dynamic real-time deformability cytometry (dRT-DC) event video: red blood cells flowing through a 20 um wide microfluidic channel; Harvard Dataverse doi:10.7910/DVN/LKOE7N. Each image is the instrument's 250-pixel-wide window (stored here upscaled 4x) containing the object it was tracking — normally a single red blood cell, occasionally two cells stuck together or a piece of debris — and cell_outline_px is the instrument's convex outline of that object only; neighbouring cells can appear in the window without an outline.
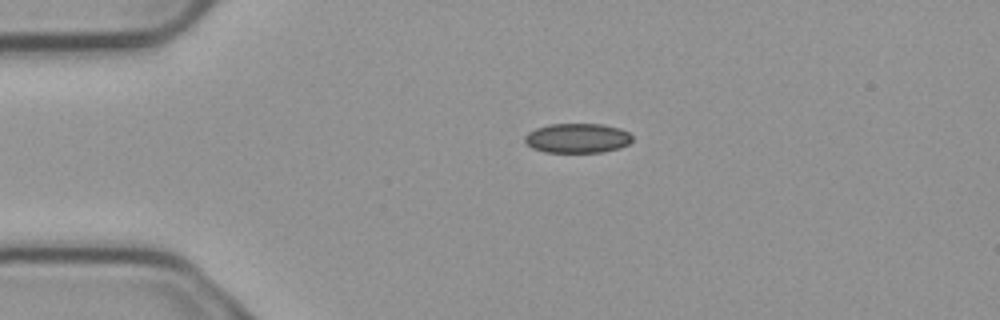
{"species": "common noctule bat (a hibernating species)", "species_latin": "Nyctalus noctula", "temperature_condition": "cold", "stored_images_in_passage": 3, "camera_frame_rate_fps": 3000, "um_per_image_px": 0.085, "animal": {"sex": "male", "body_mass_g": 23.1, "forearm_length_mm": 52.7}, "frame": {"image": 1, "passage_image": 2, "time_ms": 0.333, "image_size_px": [1000, 320], "cell_outline_px": [[632, 140], [628, 144], [620, 148], [604, 152], [544, 152], [532, 148], [524, 144], [524, 136], [528, 132], [536, 128], [548, 124], [604, 124], [620, 128], [628, 132], [632, 136]], "centroid_in_image_um": [49.05, 11.74], "position_along_channel_um": 35.9, "area_um2": 18.79}}